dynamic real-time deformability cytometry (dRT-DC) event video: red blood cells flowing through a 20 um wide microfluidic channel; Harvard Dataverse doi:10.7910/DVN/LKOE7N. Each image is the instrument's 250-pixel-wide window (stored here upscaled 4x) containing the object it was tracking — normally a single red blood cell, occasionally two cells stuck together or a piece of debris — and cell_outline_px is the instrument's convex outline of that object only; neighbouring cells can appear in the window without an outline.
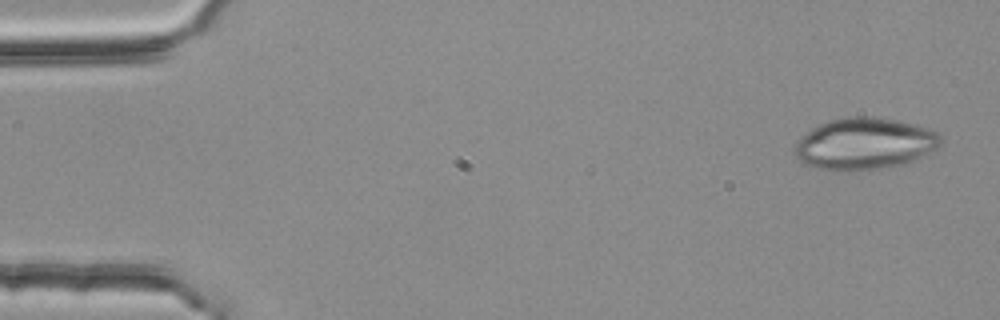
{"species": "common noctule bat (a hibernating species)", "species_latin": "Nyctalus noctula", "temperature_condition": "room temperature", "stored_images_in_passage": 4, "camera_frame_rate_fps": 3000, "um_per_image_px": 0.085, "animal": {"sex": "female", "body_mass_g": 25.1}, "frame": {"image": 1, "passage_image": 1, "time_ms": 0.0, "image_size_px": [1000, 320], "cell_outline_px": [[944, 140], [936, 148], [924, 156], [904, 164], [876, 168], [816, 168], [800, 160], [796, 156], [796, 140], [800, 136], [812, 128], [820, 124], [832, 120], [852, 116], [872, 116], [900, 120], [916, 124], [928, 128], [936, 132]], "centroid_in_image_um": [73.54, 12.16], "position_along_channel_um": 11.5, "area_um2": 43.18}}